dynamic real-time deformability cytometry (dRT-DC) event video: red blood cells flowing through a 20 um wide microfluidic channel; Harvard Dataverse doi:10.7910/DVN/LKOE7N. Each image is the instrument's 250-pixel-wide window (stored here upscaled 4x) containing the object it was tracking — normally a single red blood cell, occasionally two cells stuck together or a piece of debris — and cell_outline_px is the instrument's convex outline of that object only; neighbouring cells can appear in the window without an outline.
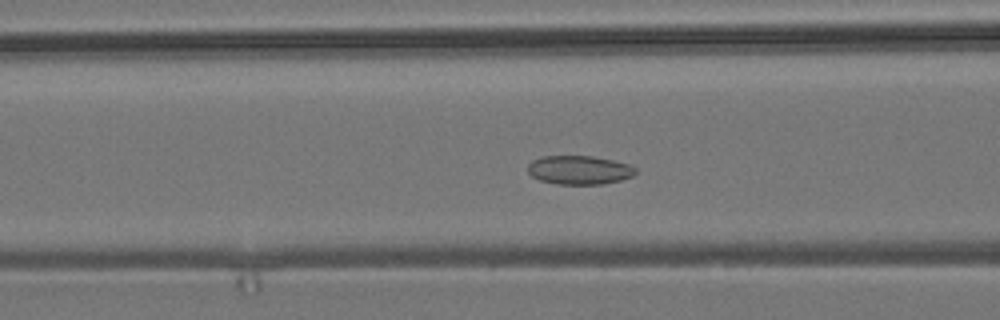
{"species": "common noctule bat (a hibernating species)", "species_latin": "Nyctalus noctula", "temperature_condition": "room temperature", "stored_images_in_passage": 55, "camera_frame_rate_fps": 3000, "um_per_image_px": 0.085, "animal": {"sex": "male", "body_mass_g": 19.2, "forearm_length_mm": 51.8}, "frame": {"image": 1, "passage_image": 21, "time_ms": 6.667, "image_size_px": [1000, 320], "cell_outline_px": [[636, 172], [632, 176], [620, 180], [604, 184], [556, 184], [540, 180], [532, 176], [528, 172], [528, 164], [532, 160], [540, 156], [592, 156], [632, 164], [636, 168]], "centroid_in_image_um": [49.24, 14.44], "position_along_channel_um": 117.4, "area_um2": 18.21}}
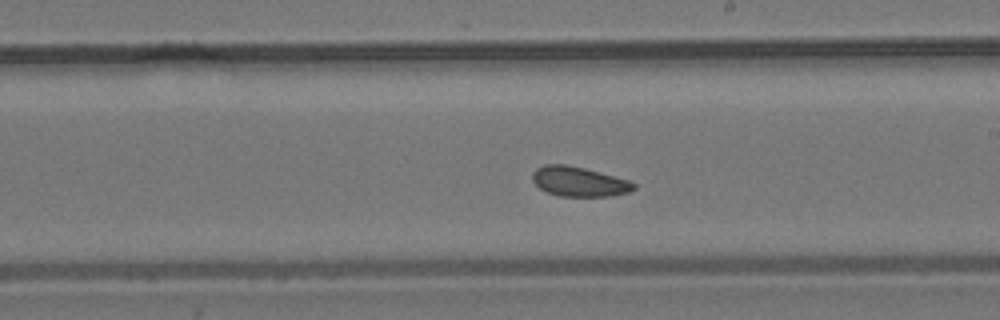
{"frame": {"image": 2, "passage_image": 31, "time_ms": 10.0, "image_size_px": [1000, 320], "cell_outline_px": [[636, 188], [628, 192], [612, 196], [560, 196], [548, 192], [540, 188], [532, 180], [532, 172], [536, 168], [544, 164], [568, 164], [632, 180], [636, 184]], "centroid_in_image_um": [49.24, 15.42], "position_along_channel_um": 239.8, "area_um2": 17.74}}
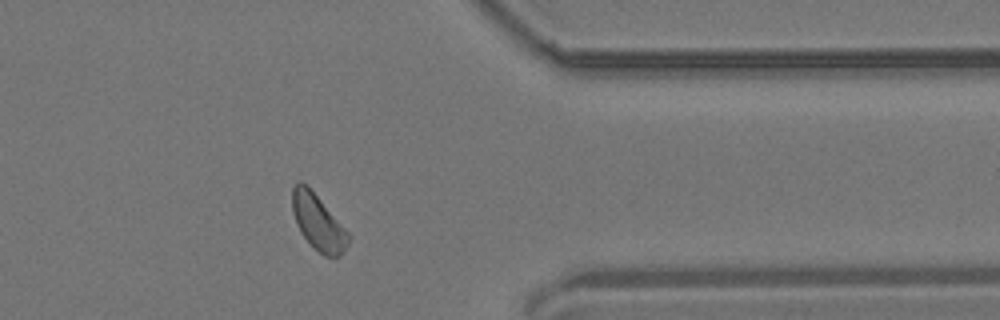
{"frame": {"image": 3, "passage_image": 44, "time_ms": 14.333, "image_size_px": [1000, 320], "cell_outline_px": [[352, 236], [344, 252], [340, 256], [324, 256], [300, 232], [296, 224], [292, 212], [292, 188], [296, 180], [300, 180], [308, 184]], "centroid_in_image_um": [27.04, 18.83], "position_along_channel_um": 384.4, "area_um2": 18.44}, "authors_computed_cell_mechanics": {"area_um2": 18.4382, "velocity_mm_per_s": 3.6793, "shape_relaxation_time_tau1_ms": null, "shape_relaxation_time_tau2_ms": 3.4679, "deformation_change_tau1": null, "deformation_change_tau2": 0.0876}}